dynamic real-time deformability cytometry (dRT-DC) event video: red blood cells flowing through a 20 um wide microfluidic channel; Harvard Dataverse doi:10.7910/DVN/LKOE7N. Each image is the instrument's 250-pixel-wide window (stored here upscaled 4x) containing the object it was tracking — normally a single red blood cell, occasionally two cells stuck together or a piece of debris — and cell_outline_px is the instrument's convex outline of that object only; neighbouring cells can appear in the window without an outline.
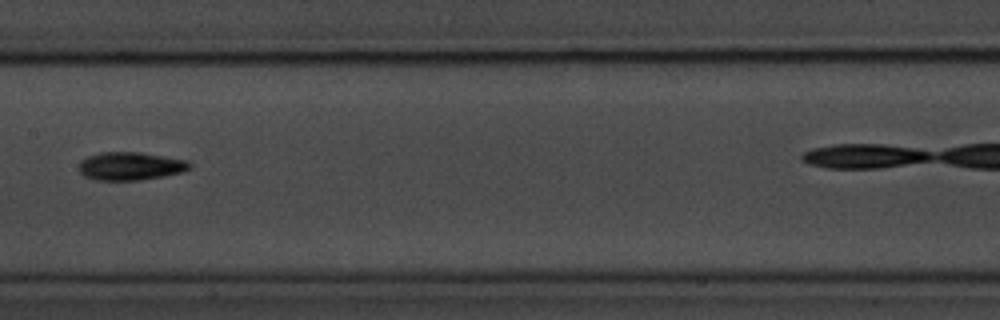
{"species": "common noctule bat (a hibernating species)", "species_latin": "Nyctalus noctula", "temperature_condition": "room temperature", "stored_images_in_passage": 17, "camera_frame_rate_fps": 3000, "um_per_image_px": 0.085, "animal": {"sex": "male", "body_mass_g": 20.1, "forearm_length_mm": 53.5}, "frame": {"image": 1, "passage_image": 8, "time_ms": 8.0, "image_size_px": [1000, 320], "cell_outline_px": [[192, 164], [188, 168], [180, 172], [164, 176], [140, 180], [96, 180], [84, 176], [80, 172], [80, 160], [88, 156], [100, 152], [140, 152], [188, 160]], "centroid_in_image_um": [11.07, 14.11], "position_along_channel_um": 196.3, "area_um2": 18.09}}